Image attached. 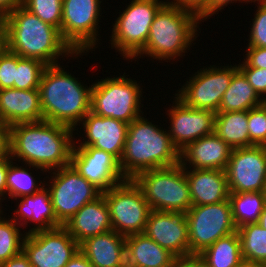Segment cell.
<instances>
[{"label": "cell", "instance_id": "6da1fadb", "mask_svg": "<svg viewBox=\"0 0 266 267\" xmlns=\"http://www.w3.org/2000/svg\"><path fill=\"white\" fill-rule=\"evenodd\" d=\"M73 131L46 120L14 124L10 126V156L44 172L67 166Z\"/></svg>", "mask_w": 266, "mask_h": 267}, {"label": "cell", "instance_id": "7a4b0ae2", "mask_svg": "<svg viewBox=\"0 0 266 267\" xmlns=\"http://www.w3.org/2000/svg\"><path fill=\"white\" fill-rule=\"evenodd\" d=\"M3 21L5 47L20 57L38 59L48 66L59 64L62 55L82 54L70 47L59 29L43 22L23 5L5 15Z\"/></svg>", "mask_w": 266, "mask_h": 267}, {"label": "cell", "instance_id": "3957f363", "mask_svg": "<svg viewBox=\"0 0 266 267\" xmlns=\"http://www.w3.org/2000/svg\"><path fill=\"white\" fill-rule=\"evenodd\" d=\"M143 113L130 124L120 169L126 179L146 170L172 167L180 163V152L168 132L145 119Z\"/></svg>", "mask_w": 266, "mask_h": 267}, {"label": "cell", "instance_id": "277c9868", "mask_svg": "<svg viewBox=\"0 0 266 267\" xmlns=\"http://www.w3.org/2000/svg\"><path fill=\"white\" fill-rule=\"evenodd\" d=\"M60 64L45 67L39 84L43 120L76 130L90 112L91 87H84Z\"/></svg>", "mask_w": 266, "mask_h": 267}, {"label": "cell", "instance_id": "5b68a950", "mask_svg": "<svg viewBox=\"0 0 266 267\" xmlns=\"http://www.w3.org/2000/svg\"><path fill=\"white\" fill-rule=\"evenodd\" d=\"M199 21L201 22L193 12L173 5L167 0L155 15L145 48L137 56L146 54L157 60L182 57L197 38Z\"/></svg>", "mask_w": 266, "mask_h": 267}, {"label": "cell", "instance_id": "8992f818", "mask_svg": "<svg viewBox=\"0 0 266 267\" xmlns=\"http://www.w3.org/2000/svg\"><path fill=\"white\" fill-rule=\"evenodd\" d=\"M133 180L151 210L187 212L192 206L185 170L180 163L140 172Z\"/></svg>", "mask_w": 266, "mask_h": 267}, {"label": "cell", "instance_id": "52a82bcc", "mask_svg": "<svg viewBox=\"0 0 266 267\" xmlns=\"http://www.w3.org/2000/svg\"><path fill=\"white\" fill-rule=\"evenodd\" d=\"M140 88L135 80L124 74L101 79L92 84L90 111L130 124L142 113L140 104L143 95Z\"/></svg>", "mask_w": 266, "mask_h": 267}, {"label": "cell", "instance_id": "ba28073f", "mask_svg": "<svg viewBox=\"0 0 266 267\" xmlns=\"http://www.w3.org/2000/svg\"><path fill=\"white\" fill-rule=\"evenodd\" d=\"M159 0H132L113 24L111 46L127 60L145 48L151 24L165 4Z\"/></svg>", "mask_w": 266, "mask_h": 267}, {"label": "cell", "instance_id": "9c48e42d", "mask_svg": "<svg viewBox=\"0 0 266 267\" xmlns=\"http://www.w3.org/2000/svg\"><path fill=\"white\" fill-rule=\"evenodd\" d=\"M189 236V258L196 257L218 239L237 231L230 200L191 206L186 212Z\"/></svg>", "mask_w": 266, "mask_h": 267}, {"label": "cell", "instance_id": "30bf717a", "mask_svg": "<svg viewBox=\"0 0 266 267\" xmlns=\"http://www.w3.org/2000/svg\"><path fill=\"white\" fill-rule=\"evenodd\" d=\"M102 195L109 208L112 230L125 237L144 233L151 209L133 179L122 181Z\"/></svg>", "mask_w": 266, "mask_h": 267}, {"label": "cell", "instance_id": "8fae6325", "mask_svg": "<svg viewBox=\"0 0 266 267\" xmlns=\"http://www.w3.org/2000/svg\"><path fill=\"white\" fill-rule=\"evenodd\" d=\"M49 181L51 202L56 220L63 226L85 204L96 200L102 192L69 164L53 170Z\"/></svg>", "mask_w": 266, "mask_h": 267}, {"label": "cell", "instance_id": "7c38bea8", "mask_svg": "<svg viewBox=\"0 0 266 267\" xmlns=\"http://www.w3.org/2000/svg\"><path fill=\"white\" fill-rule=\"evenodd\" d=\"M223 67V68H222ZM215 67L198 70L189 77L175 96L187 107L217 112L225 91L228 89L238 66Z\"/></svg>", "mask_w": 266, "mask_h": 267}, {"label": "cell", "instance_id": "4fadbf2b", "mask_svg": "<svg viewBox=\"0 0 266 267\" xmlns=\"http://www.w3.org/2000/svg\"><path fill=\"white\" fill-rule=\"evenodd\" d=\"M100 0H63L61 36L75 52L96 47Z\"/></svg>", "mask_w": 266, "mask_h": 267}, {"label": "cell", "instance_id": "5bb4252c", "mask_svg": "<svg viewBox=\"0 0 266 267\" xmlns=\"http://www.w3.org/2000/svg\"><path fill=\"white\" fill-rule=\"evenodd\" d=\"M22 251L32 267H64L79 251V244L60 226L27 233Z\"/></svg>", "mask_w": 266, "mask_h": 267}, {"label": "cell", "instance_id": "9a60e30c", "mask_svg": "<svg viewBox=\"0 0 266 267\" xmlns=\"http://www.w3.org/2000/svg\"><path fill=\"white\" fill-rule=\"evenodd\" d=\"M225 172L230 193L264 191L266 146L232 149Z\"/></svg>", "mask_w": 266, "mask_h": 267}, {"label": "cell", "instance_id": "2e32d148", "mask_svg": "<svg viewBox=\"0 0 266 267\" xmlns=\"http://www.w3.org/2000/svg\"><path fill=\"white\" fill-rule=\"evenodd\" d=\"M70 164L102 193L126 180L119 160L111 153L92 146H73Z\"/></svg>", "mask_w": 266, "mask_h": 267}, {"label": "cell", "instance_id": "e0dca14e", "mask_svg": "<svg viewBox=\"0 0 266 267\" xmlns=\"http://www.w3.org/2000/svg\"><path fill=\"white\" fill-rule=\"evenodd\" d=\"M144 234L178 259L189 258L186 212L151 210Z\"/></svg>", "mask_w": 266, "mask_h": 267}, {"label": "cell", "instance_id": "ac0fdd59", "mask_svg": "<svg viewBox=\"0 0 266 267\" xmlns=\"http://www.w3.org/2000/svg\"><path fill=\"white\" fill-rule=\"evenodd\" d=\"M174 103L167 111L171 120L168 134L179 152L199 138L214 133L215 112L187 107L177 97Z\"/></svg>", "mask_w": 266, "mask_h": 267}, {"label": "cell", "instance_id": "d6986e66", "mask_svg": "<svg viewBox=\"0 0 266 267\" xmlns=\"http://www.w3.org/2000/svg\"><path fill=\"white\" fill-rule=\"evenodd\" d=\"M80 124H83L81 128H84L87 140L79 145H75L74 142L73 146H92L111 153L120 161L125 147L128 123L111 117L98 116L90 111Z\"/></svg>", "mask_w": 266, "mask_h": 267}, {"label": "cell", "instance_id": "ffe728a7", "mask_svg": "<svg viewBox=\"0 0 266 267\" xmlns=\"http://www.w3.org/2000/svg\"><path fill=\"white\" fill-rule=\"evenodd\" d=\"M43 120L39 89L0 90V122L12 126Z\"/></svg>", "mask_w": 266, "mask_h": 267}, {"label": "cell", "instance_id": "44dd1931", "mask_svg": "<svg viewBox=\"0 0 266 267\" xmlns=\"http://www.w3.org/2000/svg\"><path fill=\"white\" fill-rule=\"evenodd\" d=\"M232 148L212 133L187 145L180 151V164L194 169L226 170ZM186 161V162H185ZM190 163V164H187Z\"/></svg>", "mask_w": 266, "mask_h": 267}, {"label": "cell", "instance_id": "7402d4cb", "mask_svg": "<svg viewBox=\"0 0 266 267\" xmlns=\"http://www.w3.org/2000/svg\"><path fill=\"white\" fill-rule=\"evenodd\" d=\"M184 167L189 185L192 206L220 203L229 199L227 174L218 169Z\"/></svg>", "mask_w": 266, "mask_h": 267}, {"label": "cell", "instance_id": "603a6c76", "mask_svg": "<svg viewBox=\"0 0 266 267\" xmlns=\"http://www.w3.org/2000/svg\"><path fill=\"white\" fill-rule=\"evenodd\" d=\"M63 227L78 244L87 238L112 230L109 208L104 196L85 204Z\"/></svg>", "mask_w": 266, "mask_h": 267}, {"label": "cell", "instance_id": "cb8c5ba5", "mask_svg": "<svg viewBox=\"0 0 266 267\" xmlns=\"http://www.w3.org/2000/svg\"><path fill=\"white\" fill-rule=\"evenodd\" d=\"M79 250L93 267H127L126 237L114 230L85 239Z\"/></svg>", "mask_w": 266, "mask_h": 267}, {"label": "cell", "instance_id": "d4e9b609", "mask_svg": "<svg viewBox=\"0 0 266 267\" xmlns=\"http://www.w3.org/2000/svg\"><path fill=\"white\" fill-rule=\"evenodd\" d=\"M21 199L22 200H19L20 204H18V209H16V211L14 210V216H16H13L11 219L16 223L18 222L17 224L19 226L27 225L30 221L33 222V224L34 222L37 224L34 228L28 230V232H25L26 234L62 226L56 220V215L47 187L42 188L39 192L34 193L33 195L23 196Z\"/></svg>", "mask_w": 266, "mask_h": 267}, {"label": "cell", "instance_id": "484cf974", "mask_svg": "<svg viewBox=\"0 0 266 267\" xmlns=\"http://www.w3.org/2000/svg\"><path fill=\"white\" fill-rule=\"evenodd\" d=\"M127 267H173L178 258L144 233L126 237Z\"/></svg>", "mask_w": 266, "mask_h": 267}, {"label": "cell", "instance_id": "4316f807", "mask_svg": "<svg viewBox=\"0 0 266 267\" xmlns=\"http://www.w3.org/2000/svg\"><path fill=\"white\" fill-rule=\"evenodd\" d=\"M264 103L244 74L238 70L225 91L216 113L248 111Z\"/></svg>", "mask_w": 266, "mask_h": 267}, {"label": "cell", "instance_id": "83f0119b", "mask_svg": "<svg viewBox=\"0 0 266 267\" xmlns=\"http://www.w3.org/2000/svg\"><path fill=\"white\" fill-rule=\"evenodd\" d=\"M196 257L204 267H239L244 261L238 232L218 239Z\"/></svg>", "mask_w": 266, "mask_h": 267}, {"label": "cell", "instance_id": "f1b7e54d", "mask_svg": "<svg viewBox=\"0 0 266 267\" xmlns=\"http://www.w3.org/2000/svg\"><path fill=\"white\" fill-rule=\"evenodd\" d=\"M214 133L232 149L250 147L248 111L216 113Z\"/></svg>", "mask_w": 266, "mask_h": 267}, {"label": "cell", "instance_id": "f546056e", "mask_svg": "<svg viewBox=\"0 0 266 267\" xmlns=\"http://www.w3.org/2000/svg\"><path fill=\"white\" fill-rule=\"evenodd\" d=\"M229 200L232 207V217L237 228L257 223L266 206L264 191L247 193H230Z\"/></svg>", "mask_w": 266, "mask_h": 267}, {"label": "cell", "instance_id": "4dcf8cb0", "mask_svg": "<svg viewBox=\"0 0 266 267\" xmlns=\"http://www.w3.org/2000/svg\"><path fill=\"white\" fill-rule=\"evenodd\" d=\"M244 262L266 265V229L259 223H249L237 228Z\"/></svg>", "mask_w": 266, "mask_h": 267}, {"label": "cell", "instance_id": "1f68e13d", "mask_svg": "<svg viewBox=\"0 0 266 267\" xmlns=\"http://www.w3.org/2000/svg\"><path fill=\"white\" fill-rule=\"evenodd\" d=\"M13 164V161L8 166V173L6 179L7 195L9 198H21L23 196L33 195L39 192L45 184L35 180L31 175L32 173L25 168L19 167ZM37 182V183H36ZM42 184V185H41Z\"/></svg>", "mask_w": 266, "mask_h": 267}, {"label": "cell", "instance_id": "d6a6232c", "mask_svg": "<svg viewBox=\"0 0 266 267\" xmlns=\"http://www.w3.org/2000/svg\"><path fill=\"white\" fill-rule=\"evenodd\" d=\"M9 219L3 217L0 219V264L22 252L26 236V233L20 232L21 226Z\"/></svg>", "mask_w": 266, "mask_h": 267}, {"label": "cell", "instance_id": "836d02e7", "mask_svg": "<svg viewBox=\"0 0 266 267\" xmlns=\"http://www.w3.org/2000/svg\"><path fill=\"white\" fill-rule=\"evenodd\" d=\"M46 66L38 59L17 55L14 88L19 90L39 89L40 79Z\"/></svg>", "mask_w": 266, "mask_h": 267}, {"label": "cell", "instance_id": "e575fe53", "mask_svg": "<svg viewBox=\"0 0 266 267\" xmlns=\"http://www.w3.org/2000/svg\"><path fill=\"white\" fill-rule=\"evenodd\" d=\"M63 0H23V6L31 13L61 31Z\"/></svg>", "mask_w": 266, "mask_h": 267}, {"label": "cell", "instance_id": "d590c367", "mask_svg": "<svg viewBox=\"0 0 266 267\" xmlns=\"http://www.w3.org/2000/svg\"><path fill=\"white\" fill-rule=\"evenodd\" d=\"M250 146H266V105L248 110Z\"/></svg>", "mask_w": 266, "mask_h": 267}, {"label": "cell", "instance_id": "8d00e7d4", "mask_svg": "<svg viewBox=\"0 0 266 267\" xmlns=\"http://www.w3.org/2000/svg\"><path fill=\"white\" fill-rule=\"evenodd\" d=\"M256 1H258V8L250 28L248 47L266 48V0Z\"/></svg>", "mask_w": 266, "mask_h": 267}, {"label": "cell", "instance_id": "74e56055", "mask_svg": "<svg viewBox=\"0 0 266 267\" xmlns=\"http://www.w3.org/2000/svg\"><path fill=\"white\" fill-rule=\"evenodd\" d=\"M17 54L6 47L0 52V90L14 88Z\"/></svg>", "mask_w": 266, "mask_h": 267}, {"label": "cell", "instance_id": "f35d334b", "mask_svg": "<svg viewBox=\"0 0 266 267\" xmlns=\"http://www.w3.org/2000/svg\"><path fill=\"white\" fill-rule=\"evenodd\" d=\"M238 68L257 94L262 97V99H265L263 96L266 95V69L250 67L245 61L243 64H239Z\"/></svg>", "mask_w": 266, "mask_h": 267}, {"label": "cell", "instance_id": "ab89813d", "mask_svg": "<svg viewBox=\"0 0 266 267\" xmlns=\"http://www.w3.org/2000/svg\"><path fill=\"white\" fill-rule=\"evenodd\" d=\"M210 0H173L171 4L196 14L199 19L206 20L209 16Z\"/></svg>", "mask_w": 266, "mask_h": 267}, {"label": "cell", "instance_id": "60d3db41", "mask_svg": "<svg viewBox=\"0 0 266 267\" xmlns=\"http://www.w3.org/2000/svg\"><path fill=\"white\" fill-rule=\"evenodd\" d=\"M247 54L244 61L255 68L266 69V48L264 47H246Z\"/></svg>", "mask_w": 266, "mask_h": 267}, {"label": "cell", "instance_id": "b9f144b4", "mask_svg": "<svg viewBox=\"0 0 266 267\" xmlns=\"http://www.w3.org/2000/svg\"><path fill=\"white\" fill-rule=\"evenodd\" d=\"M10 156V126L0 122V159Z\"/></svg>", "mask_w": 266, "mask_h": 267}, {"label": "cell", "instance_id": "7bdbcfd3", "mask_svg": "<svg viewBox=\"0 0 266 267\" xmlns=\"http://www.w3.org/2000/svg\"><path fill=\"white\" fill-rule=\"evenodd\" d=\"M11 157L2 158L0 159V202L7 196V185H6V179H7V173H8V166L13 161L11 160ZM5 195V196H4Z\"/></svg>", "mask_w": 266, "mask_h": 267}, {"label": "cell", "instance_id": "ee69618b", "mask_svg": "<svg viewBox=\"0 0 266 267\" xmlns=\"http://www.w3.org/2000/svg\"><path fill=\"white\" fill-rule=\"evenodd\" d=\"M0 267H32L28 257L22 251L20 254L11 257L6 262L0 264Z\"/></svg>", "mask_w": 266, "mask_h": 267}, {"label": "cell", "instance_id": "f6af8a7d", "mask_svg": "<svg viewBox=\"0 0 266 267\" xmlns=\"http://www.w3.org/2000/svg\"><path fill=\"white\" fill-rule=\"evenodd\" d=\"M233 1L237 2H256V0H210L209 1V16L211 17L214 14H217L216 12H219V10L223 9L225 6H227L229 3H234ZM224 6V7H223Z\"/></svg>", "mask_w": 266, "mask_h": 267}, {"label": "cell", "instance_id": "bcb514c9", "mask_svg": "<svg viewBox=\"0 0 266 267\" xmlns=\"http://www.w3.org/2000/svg\"><path fill=\"white\" fill-rule=\"evenodd\" d=\"M64 267H93L86 256L79 250Z\"/></svg>", "mask_w": 266, "mask_h": 267}, {"label": "cell", "instance_id": "7dc6e473", "mask_svg": "<svg viewBox=\"0 0 266 267\" xmlns=\"http://www.w3.org/2000/svg\"><path fill=\"white\" fill-rule=\"evenodd\" d=\"M23 5V0H0V17Z\"/></svg>", "mask_w": 266, "mask_h": 267}, {"label": "cell", "instance_id": "c3c4849f", "mask_svg": "<svg viewBox=\"0 0 266 267\" xmlns=\"http://www.w3.org/2000/svg\"><path fill=\"white\" fill-rule=\"evenodd\" d=\"M173 267H204L197 257L178 259Z\"/></svg>", "mask_w": 266, "mask_h": 267}, {"label": "cell", "instance_id": "681fc988", "mask_svg": "<svg viewBox=\"0 0 266 267\" xmlns=\"http://www.w3.org/2000/svg\"><path fill=\"white\" fill-rule=\"evenodd\" d=\"M5 48V27L3 17H0V52Z\"/></svg>", "mask_w": 266, "mask_h": 267}, {"label": "cell", "instance_id": "f907efd6", "mask_svg": "<svg viewBox=\"0 0 266 267\" xmlns=\"http://www.w3.org/2000/svg\"><path fill=\"white\" fill-rule=\"evenodd\" d=\"M258 223L262 228L266 229V206L264 207L262 213L260 214Z\"/></svg>", "mask_w": 266, "mask_h": 267}, {"label": "cell", "instance_id": "816d5d0a", "mask_svg": "<svg viewBox=\"0 0 266 267\" xmlns=\"http://www.w3.org/2000/svg\"><path fill=\"white\" fill-rule=\"evenodd\" d=\"M239 267H266L264 264L243 262Z\"/></svg>", "mask_w": 266, "mask_h": 267}, {"label": "cell", "instance_id": "f5cc1de1", "mask_svg": "<svg viewBox=\"0 0 266 267\" xmlns=\"http://www.w3.org/2000/svg\"><path fill=\"white\" fill-rule=\"evenodd\" d=\"M1 204V203H0ZM1 206V205H0ZM3 211H2V209L0 208V219L2 218V216H1V214H3L2 213Z\"/></svg>", "mask_w": 266, "mask_h": 267}]
</instances>
